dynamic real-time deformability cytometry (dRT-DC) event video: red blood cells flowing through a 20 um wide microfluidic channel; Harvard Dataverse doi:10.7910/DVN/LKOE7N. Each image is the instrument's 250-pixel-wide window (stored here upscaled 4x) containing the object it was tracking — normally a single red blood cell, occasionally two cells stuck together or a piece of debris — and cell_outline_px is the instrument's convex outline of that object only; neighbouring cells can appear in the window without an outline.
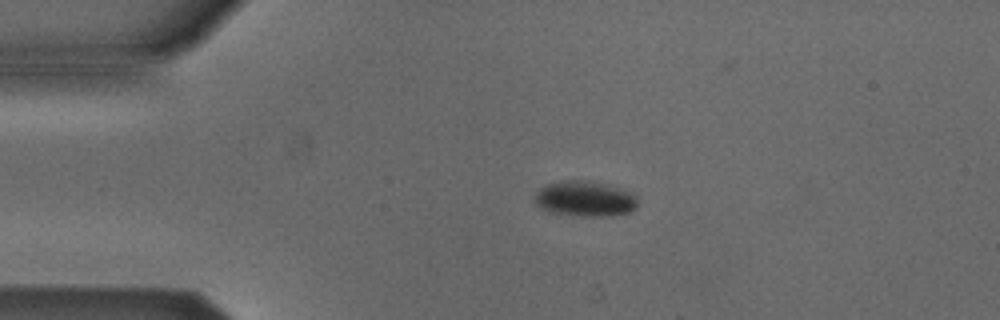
{"species": "Egyptian fruit bat (a non-hibernating species)", "species_latin": "Rousettus aegyptiacus", "temperature_condition": "cold", "stored_images_in_passage": 43, "camera_frame_rate_fps": 3000, "um_per_image_px": 0.085, "animal": {"sex": "male"}, "frame": {"image": 1, "passage_image": 1, "time_ms": 0.0, "image_size_px": [1000, 320], "cell_outline_px": [[636, 208], [628, 212], [612, 216], [576, 216], [548, 212], [540, 208], [532, 200], [532, 196], [544, 184], [564, 180], [584, 180], [608, 184], [620, 188], [636, 196]], "centroid_in_image_um": [49.64, 16.89], "position_along_channel_um": 35.4, "area_um2": 21.62}}
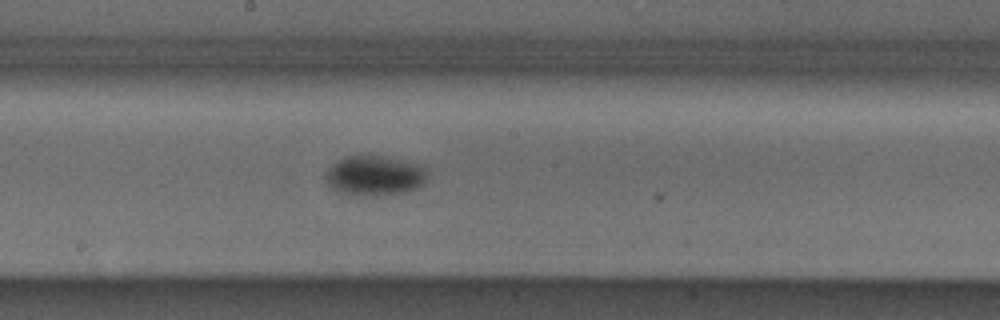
{"frame": {"image": 2, "passage_image": 18, "time_ms": 5.667, "image_size_px": [1000, 320], "cell_outline_px": [[428, 172], [424, 184], [416, 188], [404, 192], [364, 196], [340, 192], [332, 188], [324, 180], [324, 176], [328, 168], [332, 164], [348, 156], [380, 156], [404, 160], [420, 164], [428, 168]], "centroid_in_image_um": [31.86, 14.92], "position_along_channel_um": 216.3, "area_um2": 23.64}}
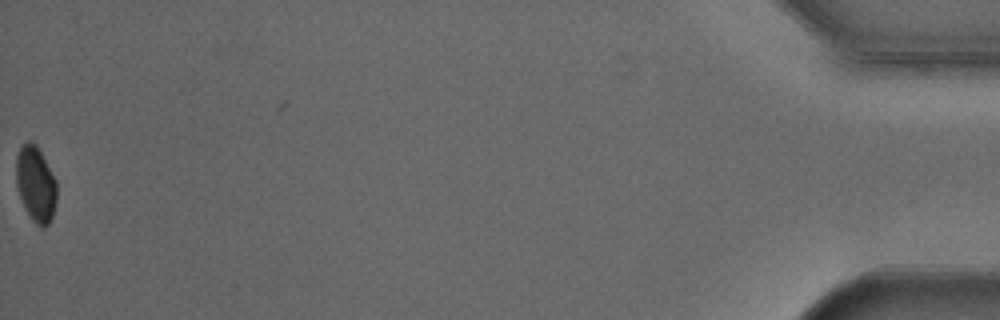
{"frame": {"image": 3, "passage_image": 43, "time_ms": 14.0, "image_size_px": [1000, 320], "cell_outline_px": [[56, 200], [52, 216], [48, 224], [44, 228], [40, 228], [32, 220], [20, 196], [16, 184], [16, 156], [20, 148], [28, 140], [32, 140], [36, 144], [56, 180]], "centroid_in_image_um": [3.03, 15.63], "position_along_channel_um": 432.2, "area_um2": 17.69}, "authors_computed_cell_mechanics": {"area_um2": 22.253, "velocity_mm_per_s": 3.8611, "shape_relaxation_time_tau1_ms": 2.9217, "shape_relaxation_time_tau2_ms": null, "deformation_change_tau1": 0.0388, "deformation_change_tau2": null}}